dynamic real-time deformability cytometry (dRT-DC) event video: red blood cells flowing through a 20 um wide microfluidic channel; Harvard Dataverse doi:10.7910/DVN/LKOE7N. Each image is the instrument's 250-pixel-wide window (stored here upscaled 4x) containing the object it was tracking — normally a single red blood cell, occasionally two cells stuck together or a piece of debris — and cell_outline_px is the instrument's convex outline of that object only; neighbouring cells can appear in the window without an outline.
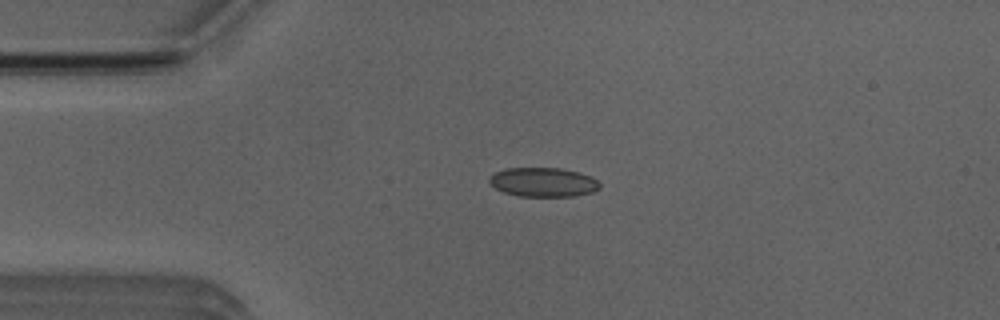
{"species": "Egyptian fruit bat (a non-hibernating species)", "species_latin": "Rousettus aegyptiacus", "temperature_condition": "room temperature", "stored_images_in_passage": 44, "camera_frame_rate_fps": 3000, "um_per_image_px": 0.085, "animal": {"sex": "male"}, "frame": {"image": 1, "passage_image": 4, "time_ms": 1.0, "image_size_px": [1000, 320], "cell_outline_px": [[600, 188], [592, 192], [576, 196], [520, 196], [504, 192], [496, 188], [488, 180], [488, 176], [504, 168], [560, 168], [592, 176], [600, 184]], "centroid_in_image_um": [46.17, 15.48], "position_along_channel_um": 38.8, "area_um2": 18.73}}
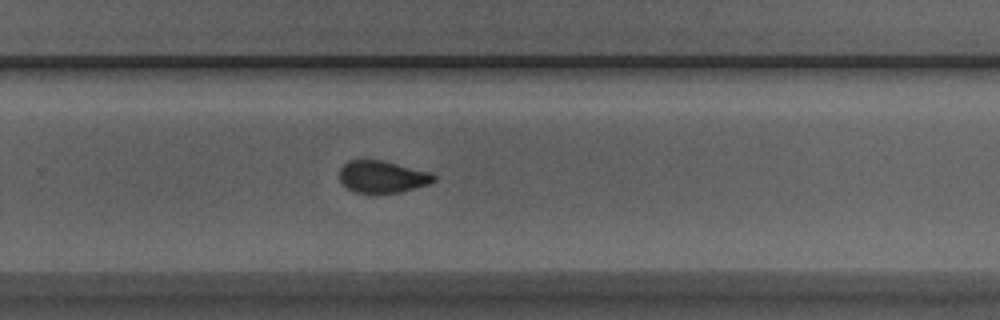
{"frame": {"image": 2, "passage_image": 26, "time_ms": 8.333, "image_size_px": [1000, 320], "cell_outline_px": [[436, 180], [428, 184], [400, 192], [372, 196], [352, 192], [340, 180], [340, 168], [348, 160], [384, 160], [432, 172], [436, 176]], "centroid_in_image_um": [32.5, 15.05], "position_along_channel_um": 297.3, "area_um2": 18.26}}
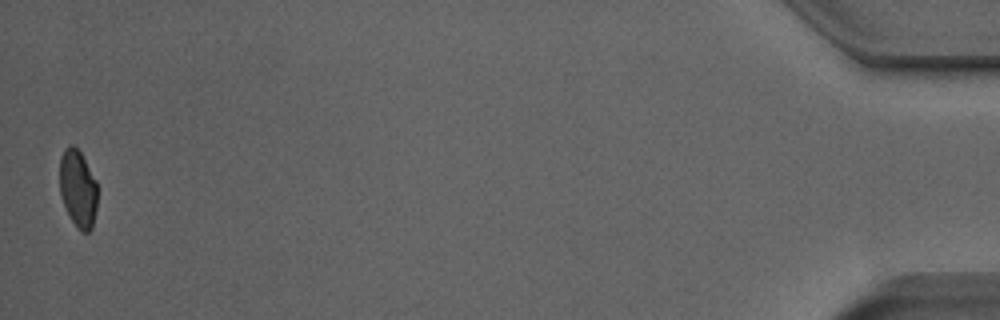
{"frame": {"image": 3, "passage_image": 44, "time_ms": 14.333, "image_size_px": [1000, 320], "cell_outline_px": [[96, 208], [92, 228], [88, 232], [80, 232], [76, 228], [68, 216], [60, 196], [60, 156], [64, 148], [68, 144], [72, 144], [80, 152], [96, 180]], "centroid_in_image_um": [6.6, 16.05], "position_along_channel_um": 428.6, "area_um2": 17.22}, "authors_computed_cell_mechanics": {"area_um2": 18.6116, "velocity_mm_per_s": 3.876, "shape_relaxation_time_tau1_ms": 8.0715, "shape_relaxation_time_tau2_ms": 1.1566, "deformation_change_tau1": 0.1483, "deformation_change_tau2": 0.055}}